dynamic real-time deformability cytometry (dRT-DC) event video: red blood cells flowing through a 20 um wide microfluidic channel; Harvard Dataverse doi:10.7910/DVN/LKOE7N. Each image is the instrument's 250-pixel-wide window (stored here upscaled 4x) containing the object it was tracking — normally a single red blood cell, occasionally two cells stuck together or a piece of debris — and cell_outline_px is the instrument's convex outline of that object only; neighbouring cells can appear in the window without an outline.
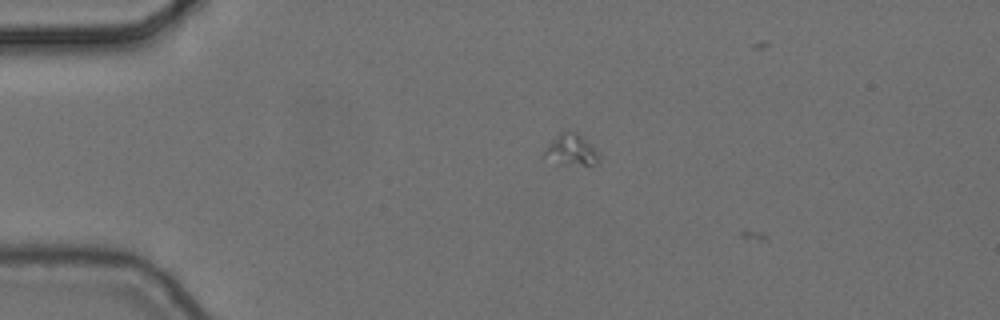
{"species": "common noctule bat (a hibernating species)", "species_latin": "Nyctalus noctula", "temperature_condition": "cold", "stored_images_in_passage": 3, "camera_frame_rate_fps": 3000, "um_per_image_px": 0.085, "animal": {"sex": "female", "body_mass_g": 24.6, "forearm_length_mm": 56.2}, "frame": {"image": 1, "passage_image": 2, "time_ms": 0.333, "image_size_px": [1000, 320], "cell_outline_px": [[600, 156], [596, 164], [560, 164], [540, 156], [544, 148], [560, 132], [568, 128], [576, 132], [596, 148], [600, 152]], "centroid_in_image_um": [48.52, 12.71], "position_along_channel_um": 36.5, "area_um2": 10.23}}